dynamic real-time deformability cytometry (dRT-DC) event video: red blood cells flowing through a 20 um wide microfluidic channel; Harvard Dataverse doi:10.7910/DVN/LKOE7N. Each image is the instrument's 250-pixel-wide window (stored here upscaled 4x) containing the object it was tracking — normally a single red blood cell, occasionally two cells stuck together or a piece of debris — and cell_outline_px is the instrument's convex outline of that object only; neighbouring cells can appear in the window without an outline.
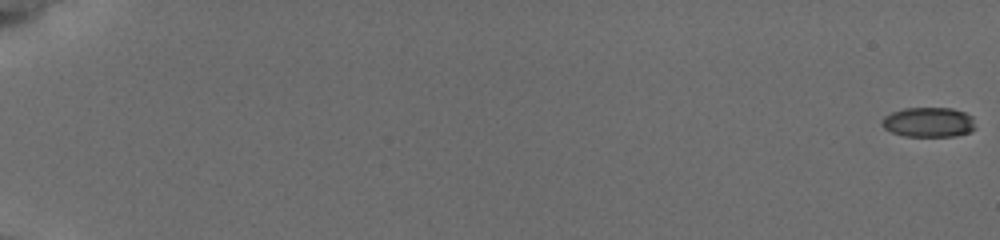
{"species": "common noctule bat (a hibernating species)", "species_latin": "Nyctalus noctula", "temperature_condition": "cold", "stored_images_in_passage": 9, "camera_frame_rate_fps": 3000, "um_per_image_px": 0.085, "animal": {"sex": "female", "body_mass_g": 19.5, "forearm_length_mm": 54.1}, "frame": {"image": 1, "passage_image": 1, "time_ms": 0.0, "image_size_px": [1000, 240], "cell_outline_px": [[976, 128], [972, 132], [952, 136], [904, 136], [892, 132], [884, 128], [880, 124], [880, 120], [884, 116], [892, 112], [904, 108], [952, 108], [964, 112], [972, 116]], "centroid_in_image_um": [78.93, 10.39], "position_along_channel_um": 6.1, "area_um2": 16.42}}